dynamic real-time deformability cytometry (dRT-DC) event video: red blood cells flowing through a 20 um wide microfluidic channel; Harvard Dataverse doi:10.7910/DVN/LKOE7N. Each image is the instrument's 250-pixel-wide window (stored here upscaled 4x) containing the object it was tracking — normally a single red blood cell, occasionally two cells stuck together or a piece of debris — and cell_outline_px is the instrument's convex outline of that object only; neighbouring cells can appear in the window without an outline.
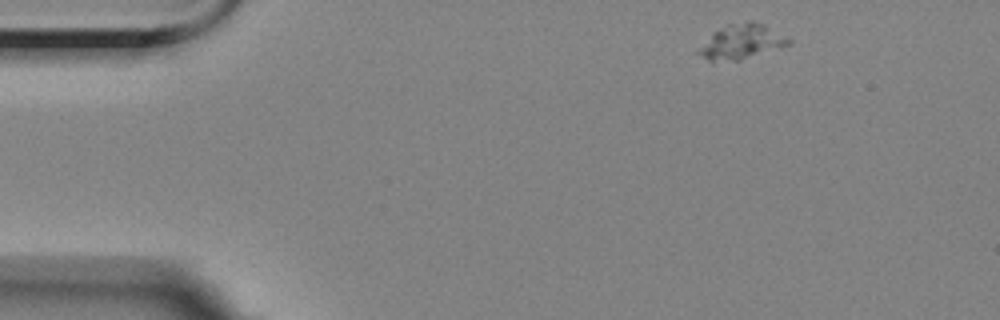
{"species": "Egyptian fruit bat (a non-hibernating species)", "species_latin": "Rousettus aegyptiacus", "temperature_condition": "room temperature", "stored_images_in_passage": 6, "camera_frame_rate_fps": 3000, "um_per_image_px": 0.085, "animal": {"sex": "female"}, "frame": {"image": 1, "passage_image": 1, "time_ms": 0.0, "image_size_px": [1000, 320], "cell_outline_px": [[792, 44], [780, 48], [740, 60], [712, 64], [696, 52], [712, 32], [728, 24], [748, 20], [752, 20], [764, 24], [792, 40]], "centroid_in_image_um": [63.01, 3.57], "position_along_channel_um": 22.0, "area_um2": 18.61}}
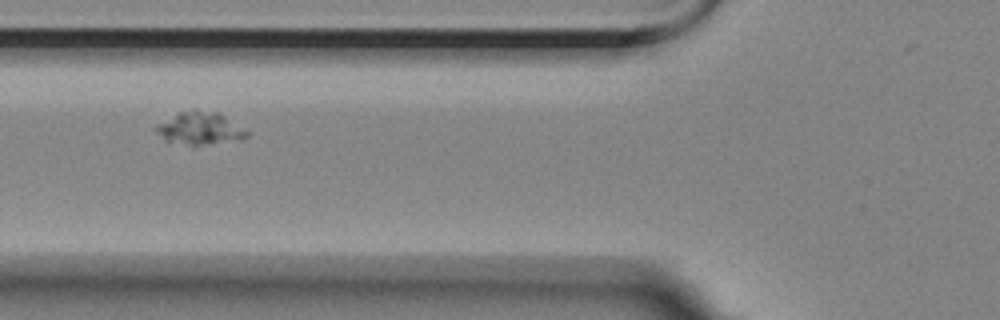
{"frame": {"image": 2, "passage_image": 4, "time_ms": 4.667, "image_size_px": [1000, 320], "cell_outline_px": [[248, 136], [240, 140], [192, 148], [164, 140], [152, 128], [156, 124], [180, 112], [192, 108], [196, 108], [216, 112], [248, 132]], "centroid_in_image_um": [16.92, 10.95], "position_along_channel_um": 108.9, "area_um2": 17.8}}
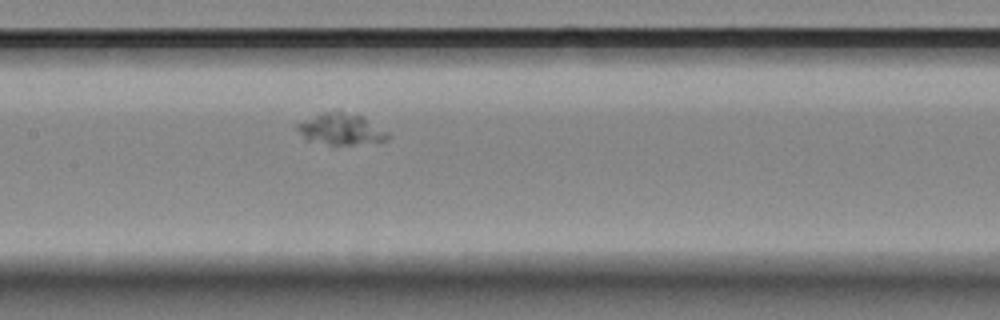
{"frame": {"image": 3, "passage_image": 6, "time_ms": 6.667, "image_size_px": [1000, 320], "cell_outline_px": [[388, 140], [356, 144], [328, 144], [308, 140], [296, 128], [296, 124], [324, 112], [340, 112], [364, 116], [388, 132]], "centroid_in_image_um": [29.02, 10.98], "position_along_channel_um": 178.4, "area_um2": 16.01}}